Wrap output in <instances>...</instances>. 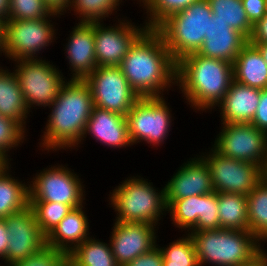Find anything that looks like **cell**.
I'll return each mask as SVG.
<instances>
[{
	"instance_id": "obj_1",
	"label": "cell",
	"mask_w": 267,
	"mask_h": 266,
	"mask_svg": "<svg viewBox=\"0 0 267 266\" xmlns=\"http://www.w3.org/2000/svg\"><path fill=\"white\" fill-rule=\"evenodd\" d=\"M120 68L139 98L165 97L176 90V62L155 29H147L134 42Z\"/></svg>"
},
{
	"instance_id": "obj_2",
	"label": "cell",
	"mask_w": 267,
	"mask_h": 266,
	"mask_svg": "<svg viewBox=\"0 0 267 266\" xmlns=\"http://www.w3.org/2000/svg\"><path fill=\"white\" fill-rule=\"evenodd\" d=\"M93 107L88 83L85 80L68 79L48 107L50 113L41 131V141L37 145L39 150L44 154L59 150L72 151L81 142Z\"/></svg>"
},
{
	"instance_id": "obj_3",
	"label": "cell",
	"mask_w": 267,
	"mask_h": 266,
	"mask_svg": "<svg viewBox=\"0 0 267 266\" xmlns=\"http://www.w3.org/2000/svg\"><path fill=\"white\" fill-rule=\"evenodd\" d=\"M233 80V64L227 61L192 53L176 62L175 88L195 113L212 114Z\"/></svg>"
},
{
	"instance_id": "obj_4",
	"label": "cell",
	"mask_w": 267,
	"mask_h": 266,
	"mask_svg": "<svg viewBox=\"0 0 267 266\" xmlns=\"http://www.w3.org/2000/svg\"><path fill=\"white\" fill-rule=\"evenodd\" d=\"M142 175H130L108 194L115 222L148 223L160 226L167 215L164 186L156 188ZM163 217V218H162Z\"/></svg>"
},
{
	"instance_id": "obj_5",
	"label": "cell",
	"mask_w": 267,
	"mask_h": 266,
	"mask_svg": "<svg viewBox=\"0 0 267 266\" xmlns=\"http://www.w3.org/2000/svg\"><path fill=\"white\" fill-rule=\"evenodd\" d=\"M199 266H241L265 246L249 230L190 231Z\"/></svg>"
},
{
	"instance_id": "obj_6",
	"label": "cell",
	"mask_w": 267,
	"mask_h": 266,
	"mask_svg": "<svg viewBox=\"0 0 267 266\" xmlns=\"http://www.w3.org/2000/svg\"><path fill=\"white\" fill-rule=\"evenodd\" d=\"M212 15L209 2L198 0L168 16L155 28L175 62L199 51L208 33Z\"/></svg>"
},
{
	"instance_id": "obj_7",
	"label": "cell",
	"mask_w": 267,
	"mask_h": 266,
	"mask_svg": "<svg viewBox=\"0 0 267 266\" xmlns=\"http://www.w3.org/2000/svg\"><path fill=\"white\" fill-rule=\"evenodd\" d=\"M56 18L60 20L62 17L54 13L51 17L40 19H7L3 44L5 59L8 58L9 63L19 59H43L44 50L60 38L57 36Z\"/></svg>"
},
{
	"instance_id": "obj_8",
	"label": "cell",
	"mask_w": 267,
	"mask_h": 266,
	"mask_svg": "<svg viewBox=\"0 0 267 266\" xmlns=\"http://www.w3.org/2000/svg\"><path fill=\"white\" fill-rule=\"evenodd\" d=\"M20 89L30 112L44 107L45 110L54 102L60 89L69 79L65 77L56 63L43 59H19L12 62Z\"/></svg>"
},
{
	"instance_id": "obj_9",
	"label": "cell",
	"mask_w": 267,
	"mask_h": 266,
	"mask_svg": "<svg viewBox=\"0 0 267 266\" xmlns=\"http://www.w3.org/2000/svg\"><path fill=\"white\" fill-rule=\"evenodd\" d=\"M166 100V97H143L134 103L126 115L132 145L143 142L159 149L158 146L165 144L174 124L172 107Z\"/></svg>"
},
{
	"instance_id": "obj_10",
	"label": "cell",
	"mask_w": 267,
	"mask_h": 266,
	"mask_svg": "<svg viewBox=\"0 0 267 266\" xmlns=\"http://www.w3.org/2000/svg\"><path fill=\"white\" fill-rule=\"evenodd\" d=\"M48 166L28 180L29 202H57L72 209L86 204L87 191L81 174L68 167L67 163Z\"/></svg>"
},
{
	"instance_id": "obj_11",
	"label": "cell",
	"mask_w": 267,
	"mask_h": 266,
	"mask_svg": "<svg viewBox=\"0 0 267 266\" xmlns=\"http://www.w3.org/2000/svg\"><path fill=\"white\" fill-rule=\"evenodd\" d=\"M208 149L199 154L209 166L215 192L247 196L263 180L259 165L225 157L212 146Z\"/></svg>"
},
{
	"instance_id": "obj_12",
	"label": "cell",
	"mask_w": 267,
	"mask_h": 266,
	"mask_svg": "<svg viewBox=\"0 0 267 266\" xmlns=\"http://www.w3.org/2000/svg\"><path fill=\"white\" fill-rule=\"evenodd\" d=\"M211 146L225 157L250 162L262 169L267 161V134L251 123H220Z\"/></svg>"
},
{
	"instance_id": "obj_13",
	"label": "cell",
	"mask_w": 267,
	"mask_h": 266,
	"mask_svg": "<svg viewBox=\"0 0 267 266\" xmlns=\"http://www.w3.org/2000/svg\"><path fill=\"white\" fill-rule=\"evenodd\" d=\"M118 17L114 16L118 20L113 19L115 24L94 22L97 66H120L130 47L148 29L144 23L138 25L127 16Z\"/></svg>"
},
{
	"instance_id": "obj_14",
	"label": "cell",
	"mask_w": 267,
	"mask_h": 266,
	"mask_svg": "<svg viewBox=\"0 0 267 266\" xmlns=\"http://www.w3.org/2000/svg\"><path fill=\"white\" fill-rule=\"evenodd\" d=\"M91 88L93 105L126 116L139 99L120 66H97L85 79Z\"/></svg>"
},
{
	"instance_id": "obj_15",
	"label": "cell",
	"mask_w": 267,
	"mask_h": 266,
	"mask_svg": "<svg viewBox=\"0 0 267 266\" xmlns=\"http://www.w3.org/2000/svg\"><path fill=\"white\" fill-rule=\"evenodd\" d=\"M4 221L9 233V242L3 266L25 260L46 246V236L37 225L30 206L4 217Z\"/></svg>"
},
{
	"instance_id": "obj_16",
	"label": "cell",
	"mask_w": 267,
	"mask_h": 266,
	"mask_svg": "<svg viewBox=\"0 0 267 266\" xmlns=\"http://www.w3.org/2000/svg\"><path fill=\"white\" fill-rule=\"evenodd\" d=\"M108 242L118 266H126L157 245L159 227L148 223L115 222ZM157 231V232H156Z\"/></svg>"
},
{
	"instance_id": "obj_17",
	"label": "cell",
	"mask_w": 267,
	"mask_h": 266,
	"mask_svg": "<svg viewBox=\"0 0 267 266\" xmlns=\"http://www.w3.org/2000/svg\"><path fill=\"white\" fill-rule=\"evenodd\" d=\"M188 159L165 182L166 199H185L214 191L211 172L206 161L198 153Z\"/></svg>"
},
{
	"instance_id": "obj_18",
	"label": "cell",
	"mask_w": 267,
	"mask_h": 266,
	"mask_svg": "<svg viewBox=\"0 0 267 266\" xmlns=\"http://www.w3.org/2000/svg\"><path fill=\"white\" fill-rule=\"evenodd\" d=\"M63 46L69 66V79L85 80L97 67L94 22L75 23ZM72 74V75H71Z\"/></svg>"
},
{
	"instance_id": "obj_19",
	"label": "cell",
	"mask_w": 267,
	"mask_h": 266,
	"mask_svg": "<svg viewBox=\"0 0 267 266\" xmlns=\"http://www.w3.org/2000/svg\"><path fill=\"white\" fill-rule=\"evenodd\" d=\"M87 136H89V139L91 137L95 142H99L100 145H104V147L107 146V148L116 150L133 146L128 134L126 116L95 106L87 121L81 142L73 150H78Z\"/></svg>"
},
{
	"instance_id": "obj_20",
	"label": "cell",
	"mask_w": 267,
	"mask_h": 266,
	"mask_svg": "<svg viewBox=\"0 0 267 266\" xmlns=\"http://www.w3.org/2000/svg\"><path fill=\"white\" fill-rule=\"evenodd\" d=\"M248 39L226 23L215 19L212 15L209 21L208 33L197 52L207 58H215L232 63Z\"/></svg>"
},
{
	"instance_id": "obj_21",
	"label": "cell",
	"mask_w": 267,
	"mask_h": 266,
	"mask_svg": "<svg viewBox=\"0 0 267 266\" xmlns=\"http://www.w3.org/2000/svg\"><path fill=\"white\" fill-rule=\"evenodd\" d=\"M261 89L232 81L223 100L214 111H219L220 123H251L260 102ZM219 109V110H217Z\"/></svg>"
},
{
	"instance_id": "obj_22",
	"label": "cell",
	"mask_w": 267,
	"mask_h": 266,
	"mask_svg": "<svg viewBox=\"0 0 267 266\" xmlns=\"http://www.w3.org/2000/svg\"><path fill=\"white\" fill-rule=\"evenodd\" d=\"M85 204L73 208L46 236V245L67 255L91 236Z\"/></svg>"
},
{
	"instance_id": "obj_23",
	"label": "cell",
	"mask_w": 267,
	"mask_h": 266,
	"mask_svg": "<svg viewBox=\"0 0 267 266\" xmlns=\"http://www.w3.org/2000/svg\"><path fill=\"white\" fill-rule=\"evenodd\" d=\"M5 67V68H3ZM0 115L18 122L26 131L30 111L24 99L18 79L7 66L0 64ZM28 119V120H27Z\"/></svg>"
},
{
	"instance_id": "obj_24",
	"label": "cell",
	"mask_w": 267,
	"mask_h": 266,
	"mask_svg": "<svg viewBox=\"0 0 267 266\" xmlns=\"http://www.w3.org/2000/svg\"><path fill=\"white\" fill-rule=\"evenodd\" d=\"M234 80L243 85L266 89L267 63L259 50L249 42L241 49L233 62Z\"/></svg>"
},
{
	"instance_id": "obj_25",
	"label": "cell",
	"mask_w": 267,
	"mask_h": 266,
	"mask_svg": "<svg viewBox=\"0 0 267 266\" xmlns=\"http://www.w3.org/2000/svg\"><path fill=\"white\" fill-rule=\"evenodd\" d=\"M11 168L12 165L0 174V218L29 206V181L12 176Z\"/></svg>"
},
{
	"instance_id": "obj_26",
	"label": "cell",
	"mask_w": 267,
	"mask_h": 266,
	"mask_svg": "<svg viewBox=\"0 0 267 266\" xmlns=\"http://www.w3.org/2000/svg\"><path fill=\"white\" fill-rule=\"evenodd\" d=\"M94 236L68 254V266H118L110 243Z\"/></svg>"
},
{
	"instance_id": "obj_27",
	"label": "cell",
	"mask_w": 267,
	"mask_h": 266,
	"mask_svg": "<svg viewBox=\"0 0 267 266\" xmlns=\"http://www.w3.org/2000/svg\"><path fill=\"white\" fill-rule=\"evenodd\" d=\"M247 196L218 193L220 229L249 230Z\"/></svg>"
},
{
	"instance_id": "obj_28",
	"label": "cell",
	"mask_w": 267,
	"mask_h": 266,
	"mask_svg": "<svg viewBox=\"0 0 267 266\" xmlns=\"http://www.w3.org/2000/svg\"><path fill=\"white\" fill-rule=\"evenodd\" d=\"M249 231L263 244L267 242V182L263 179L247 195Z\"/></svg>"
},
{
	"instance_id": "obj_29",
	"label": "cell",
	"mask_w": 267,
	"mask_h": 266,
	"mask_svg": "<svg viewBox=\"0 0 267 266\" xmlns=\"http://www.w3.org/2000/svg\"><path fill=\"white\" fill-rule=\"evenodd\" d=\"M122 0H71L66 13L73 11L79 23L104 22L111 15H117L124 5ZM121 5V6H120ZM70 11V12H69Z\"/></svg>"
},
{
	"instance_id": "obj_30",
	"label": "cell",
	"mask_w": 267,
	"mask_h": 266,
	"mask_svg": "<svg viewBox=\"0 0 267 266\" xmlns=\"http://www.w3.org/2000/svg\"><path fill=\"white\" fill-rule=\"evenodd\" d=\"M167 213L171 224L180 232L189 233L201 216V195L191 196L185 199H166Z\"/></svg>"
},
{
	"instance_id": "obj_31",
	"label": "cell",
	"mask_w": 267,
	"mask_h": 266,
	"mask_svg": "<svg viewBox=\"0 0 267 266\" xmlns=\"http://www.w3.org/2000/svg\"><path fill=\"white\" fill-rule=\"evenodd\" d=\"M210 4L212 14L226 25L242 33L249 39L253 25L247 18L241 0H207Z\"/></svg>"
},
{
	"instance_id": "obj_32",
	"label": "cell",
	"mask_w": 267,
	"mask_h": 266,
	"mask_svg": "<svg viewBox=\"0 0 267 266\" xmlns=\"http://www.w3.org/2000/svg\"><path fill=\"white\" fill-rule=\"evenodd\" d=\"M157 245L163 254V266H199L194 243L189 233L171 241L168 245Z\"/></svg>"
},
{
	"instance_id": "obj_33",
	"label": "cell",
	"mask_w": 267,
	"mask_h": 266,
	"mask_svg": "<svg viewBox=\"0 0 267 266\" xmlns=\"http://www.w3.org/2000/svg\"><path fill=\"white\" fill-rule=\"evenodd\" d=\"M198 0H148L143 6L146 19L142 21L148 29H155L173 13L186 9Z\"/></svg>"
},
{
	"instance_id": "obj_34",
	"label": "cell",
	"mask_w": 267,
	"mask_h": 266,
	"mask_svg": "<svg viewBox=\"0 0 267 266\" xmlns=\"http://www.w3.org/2000/svg\"><path fill=\"white\" fill-rule=\"evenodd\" d=\"M41 232L47 236L72 210L69 205L57 202H29Z\"/></svg>"
},
{
	"instance_id": "obj_35",
	"label": "cell",
	"mask_w": 267,
	"mask_h": 266,
	"mask_svg": "<svg viewBox=\"0 0 267 266\" xmlns=\"http://www.w3.org/2000/svg\"><path fill=\"white\" fill-rule=\"evenodd\" d=\"M28 133L18 122L0 115V152L13 161L10 154L27 142Z\"/></svg>"
},
{
	"instance_id": "obj_36",
	"label": "cell",
	"mask_w": 267,
	"mask_h": 266,
	"mask_svg": "<svg viewBox=\"0 0 267 266\" xmlns=\"http://www.w3.org/2000/svg\"><path fill=\"white\" fill-rule=\"evenodd\" d=\"M52 13L43 0H9L11 20H29L51 17Z\"/></svg>"
},
{
	"instance_id": "obj_37",
	"label": "cell",
	"mask_w": 267,
	"mask_h": 266,
	"mask_svg": "<svg viewBox=\"0 0 267 266\" xmlns=\"http://www.w3.org/2000/svg\"><path fill=\"white\" fill-rule=\"evenodd\" d=\"M220 229L218 215V193L213 191L201 195V216L197 225L191 231L217 230Z\"/></svg>"
},
{
	"instance_id": "obj_38",
	"label": "cell",
	"mask_w": 267,
	"mask_h": 266,
	"mask_svg": "<svg viewBox=\"0 0 267 266\" xmlns=\"http://www.w3.org/2000/svg\"><path fill=\"white\" fill-rule=\"evenodd\" d=\"M10 266H68V255L46 245L34 255Z\"/></svg>"
},
{
	"instance_id": "obj_39",
	"label": "cell",
	"mask_w": 267,
	"mask_h": 266,
	"mask_svg": "<svg viewBox=\"0 0 267 266\" xmlns=\"http://www.w3.org/2000/svg\"><path fill=\"white\" fill-rule=\"evenodd\" d=\"M247 18L252 25L267 14V0H241Z\"/></svg>"
},
{
	"instance_id": "obj_40",
	"label": "cell",
	"mask_w": 267,
	"mask_h": 266,
	"mask_svg": "<svg viewBox=\"0 0 267 266\" xmlns=\"http://www.w3.org/2000/svg\"><path fill=\"white\" fill-rule=\"evenodd\" d=\"M126 266H163V254L156 245L150 251L136 257Z\"/></svg>"
},
{
	"instance_id": "obj_41",
	"label": "cell",
	"mask_w": 267,
	"mask_h": 266,
	"mask_svg": "<svg viewBox=\"0 0 267 266\" xmlns=\"http://www.w3.org/2000/svg\"><path fill=\"white\" fill-rule=\"evenodd\" d=\"M251 124L267 134V88L261 90L260 102Z\"/></svg>"
},
{
	"instance_id": "obj_42",
	"label": "cell",
	"mask_w": 267,
	"mask_h": 266,
	"mask_svg": "<svg viewBox=\"0 0 267 266\" xmlns=\"http://www.w3.org/2000/svg\"><path fill=\"white\" fill-rule=\"evenodd\" d=\"M248 42L250 44H267V14L253 25Z\"/></svg>"
},
{
	"instance_id": "obj_43",
	"label": "cell",
	"mask_w": 267,
	"mask_h": 266,
	"mask_svg": "<svg viewBox=\"0 0 267 266\" xmlns=\"http://www.w3.org/2000/svg\"><path fill=\"white\" fill-rule=\"evenodd\" d=\"M52 13L65 15L71 0H43Z\"/></svg>"
},
{
	"instance_id": "obj_44",
	"label": "cell",
	"mask_w": 267,
	"mask_h": 266,
	"mask_svg": "<svg viewBox=\"0 0 267 266\" xmlns=\"http://www.w3.org/2000/svg\"><path fill=\"white\" fill-rule=\"evenodd\" d=\"M9 233L6 228V223L4 221V218H0V260L1 262L6 257V251L8 248V242H9Z\"/></svg>"
},
{
	"instance_id": "obj_45",
	"label": "cell",
	"mask_w": 267,
	"mask_h": 266,
	"mask_svg": "<svg viewBox=\"0 0 267 266\" xmlns=\"http://www.w3.org/2000/svg\"><path fill=\"white\" fill-rule=\"evenodd\" d=\"M241 266H267V249L263 248L249 262H246Z\"/></svg>"
},
{
	"instance_id": "obj_46",
	"label": "cell",
	"mask_w": 267,
	"mask_h": 266,
	"mask_svg": "<svg viewBox=\"0 0 267 266\" xmlns=\"http://www.w3.org/2000/svg\"><path fill=\"white\" fill-rule=\"evenodd\" d=\"M9 16V0H0V17L7 20Z\"/></svg>"
},
{
	"instance_id": "obj_47",
	"label": "cell",
	"mask_w": 267,
	"mask_h": 266,
	"mask_svg": "<svg viewBox=\"0 0 267 266\" xmlns=\"http://www.w3.org/2000/svg\"><path fill=\"white\" fill-rule=\"evenodd\" d=\"M5 21L0 17V56H3V44H4V32H5Z\"/></svg>"
},
{
	"instance_id": "obj_48",
	"label": "cell",
	"mask_w": 267,
	"mask_h": 266,
	"mask_svg": "<svg viewBox=\"0 0 267 266\" xmlns=\"http://www.w3.org/2000/svg\"><path fill=\"white\" fill-rule=\"evenodd\" d=\"M11 160L0 152V174L11 165Z\"/></svg>"
},
{
	"instance_id": "obj_49",
	"label": "cell",
	"mask_w": 267,
	"mask_h": 266,
	"mask_svg": "<svg viewBox=\"0 0 267 266\" xmlns=\"http://www.w3.org/2000/svg\"><path fill=\"white\" fill-rule=\"evenodd\" d=\"M254 45L262 55V58L267 63V44H252Z\"/></svg>"
},
{
	"instance_id": "obj_50",
	"label": "cell",
	"mask_w": 267,
	"mask_h": 266,
	"mask_svg": "<svg viewBox=\"0 0 267 266\" xmlns=\"http://www.w3.org/2000/svg\"><path fill=\"white\" fill-rule=\"evenodd\" d=\"M125 1H127V0H125ZM134 1H137L136 4H139V7L141 6L143 8V6L147 3L148 0H134Z\"/></svg>"
},
{
	"instance_id": "obj_51",
	"label": "cell",
	"mask_w": 267,
	"mask_h": 266,
	"mask_svg": "<svg viewBox=\"0 0 267 266\" xmlns=\"http://www.w3.org/2000/svg\"><path fill=\"white\" fill-rule=\"evenodd\" d=\"M263 179L267 182V161L263 169Z\"/></svg>"
}]
</instances>
